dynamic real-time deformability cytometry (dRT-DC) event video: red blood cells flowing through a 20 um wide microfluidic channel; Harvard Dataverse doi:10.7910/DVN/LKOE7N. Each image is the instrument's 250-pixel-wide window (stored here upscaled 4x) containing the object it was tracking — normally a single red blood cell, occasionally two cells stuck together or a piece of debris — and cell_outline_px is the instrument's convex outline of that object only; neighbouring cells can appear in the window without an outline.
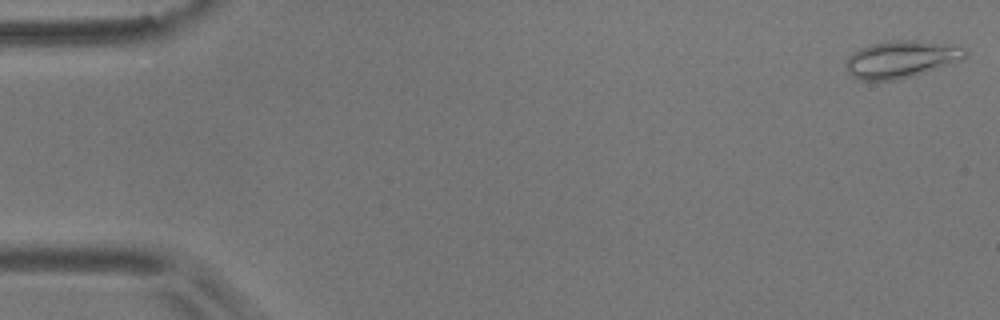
{"species": "common noctule bat (a hibernating species)", "species_latin": "Nyctalus noctula", "temperature_condition": "room temperature", "stored_images_in_passage": 11, "camera_frame_rate_fps": 3000, "um_per_image_px": 0.085, "animal": {"sex": "male", "body_mass_g": 17.9}, "frame": {"image": 1, "passage_image": 1, "time_ms": 0.0, "image_size_px": [1000, 320], "cell_outline_px": [[968, 56], [952, 64], [908, 76], [892, 80], [864, 80], [852, 76], [848, 72], [844, 64], [844, 60], [852, 52], [868, 44], [888, 40], [920, 40], [968, 48]], "centroid_in_image_um": [76.57, 5.0], "position_along_channel_um": 8.4, "area_um2": 25.89}}